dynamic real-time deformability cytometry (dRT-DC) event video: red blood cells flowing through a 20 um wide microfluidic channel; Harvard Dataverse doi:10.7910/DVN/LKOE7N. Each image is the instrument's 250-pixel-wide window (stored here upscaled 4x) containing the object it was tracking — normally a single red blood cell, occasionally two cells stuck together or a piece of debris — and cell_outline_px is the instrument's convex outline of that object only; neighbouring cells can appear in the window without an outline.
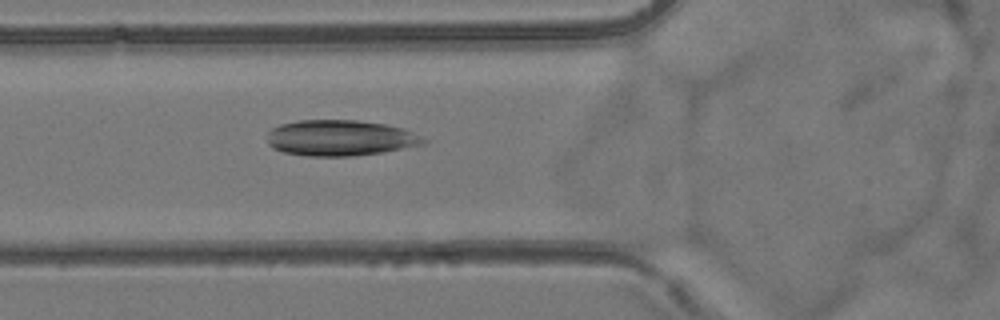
{"species": "common noctule bat (a hibernating species)", "species_latin": "Nyctalus noctula", "temperature_condition": "room temperature", "stored_images_in_passage": 2, "camera_frame_rate_fps": 3000, "um_per_image_px": 0.085, "animal": {"sex": "female", "body_mass_g": 24.6, "forearm_length_mm": 56.2}, "frame": {"image": 1, "passage_image": 2, "time_ms": 1.0, "image_size_px": [1000, 320], "cell_outline_px": [[428, 140], [424, 144], [380, 152], [352, 156], [308, 156], [284, 152], [272, 148], [268, 144], [268, 132], [272, 128], [280, 124], [300, 120], [356, 120], [384, 124], [404, 128]], "centroid_in_image_um": [28.89, 11.72], "position_along_channel_um": 96.9, "area_um2": 32.48}}